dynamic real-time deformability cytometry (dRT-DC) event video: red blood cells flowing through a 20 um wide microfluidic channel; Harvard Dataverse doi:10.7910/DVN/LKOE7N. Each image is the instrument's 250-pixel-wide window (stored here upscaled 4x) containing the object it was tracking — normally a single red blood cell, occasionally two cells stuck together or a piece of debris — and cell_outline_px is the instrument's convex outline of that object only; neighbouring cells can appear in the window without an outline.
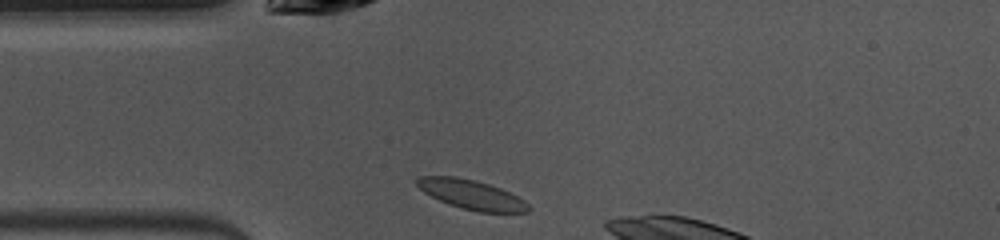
{"species": "common noctule bat (a hibernating species)", "species_latin": "Nyctalus noctula", "temperature_condition": "warm", "stored_images_in_passage": 6, "camera_frame_rate_fps": 3000, "um_per_image_px": 0.085, "animal": {"sex": "female", "body_mass_g": 10.0, "forearm_length_mm": 53.1}, "frame": {"image": 1, "passage_image": 1, "time_ms": 0.0, "image_size_px": [1000, 240], "cell_outline_px": [[532, 208], [528, 212], [476, 212], [460, 208], [448, 204], [424, 192], [416, 184], [416, 180], [420, 176], [456, 176], [476, 180], [500, 188], [524, 200]], "centroid_in_image_um": [40.08, 16.54], "position_along_channel_um": 44.9, "area_um2": 19.07}}
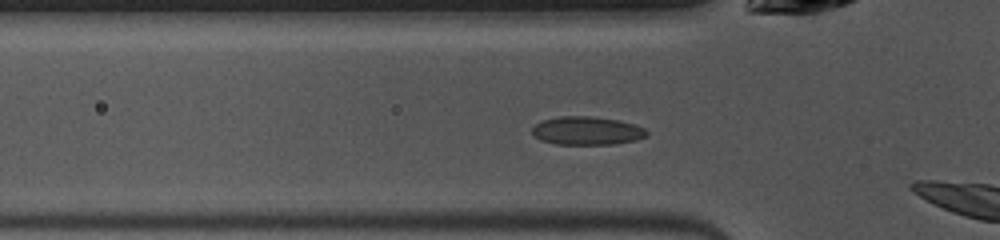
{"frame": {"image": 2, "passage_image": 4, "time_ms": 1.0, "image_size_px": [1000, 240], "cell_outline_px": [[648, 136], [636, 140], [616, 144], [556, 144], [540, 140], [532, 132], [532, 128], [540, 120], [560, 116], [592, 116], [620, 120], [636, 124], [644, 128], [648, 132]], "centroid_in_image_um": [49.92, 11.1], "position_along_channel_um": 75.9, "area_um2": 19.13}}